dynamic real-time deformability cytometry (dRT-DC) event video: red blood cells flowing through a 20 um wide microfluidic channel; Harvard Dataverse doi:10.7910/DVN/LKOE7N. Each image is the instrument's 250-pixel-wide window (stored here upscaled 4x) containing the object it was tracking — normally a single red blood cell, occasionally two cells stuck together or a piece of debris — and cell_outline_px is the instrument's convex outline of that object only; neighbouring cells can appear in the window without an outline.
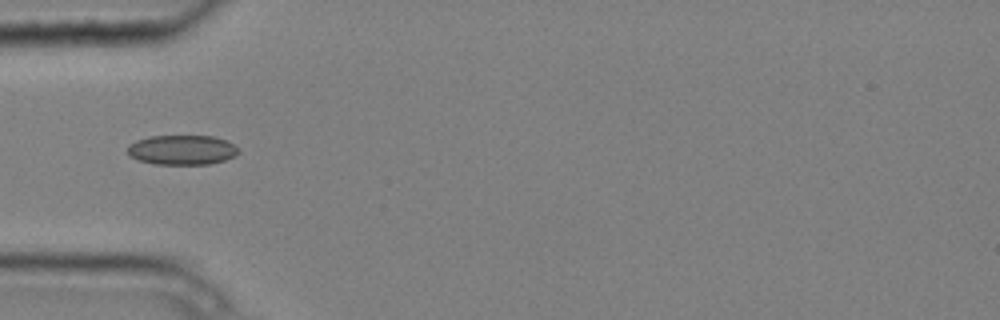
{"species": "common noctule bat (a hibernating species)", "species_latin": "Nyctalus noctula", "temperature_condition": "cold", "stored_images_in_passage": 4, "camera_frame_rate_fps": 3000, "um_per_image_px": 0.085, "animal": {"sex": "male", "body_mass_g": 20.4}, "frame": {"image": 1, "passage_image": 2, "time_ms": 0.333, "image_size_px": [1000, 320], "cell_outline_px": [[240, 152], [236, 156], [224, 160], [208, 164], [152, 164], [136, 160], [128, 152], [128, 144], [136, 140], [148, 136], [212, 136], [224, 140], [240, 148]], "centroid_in_image_um": [15.46, 12.74], "position_along_channel_um": 69.5, "area_um2": 19.31}}
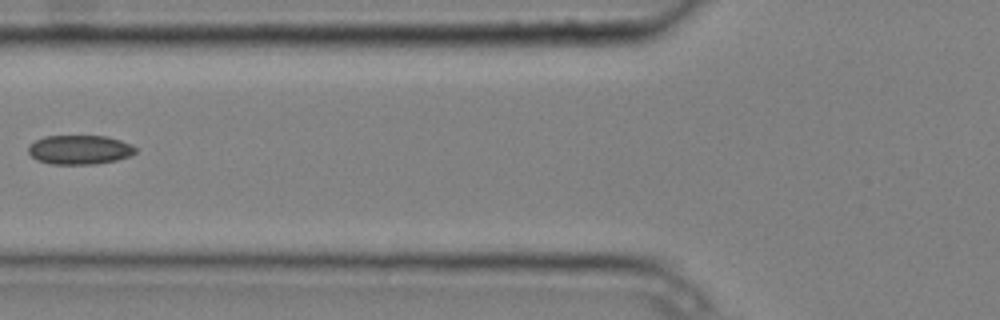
{"frame": {"image": 2, "passage_image": 3, "time_ms": 0.667, "image_size_px": [1000, 320], "cell_outline_px": [[136, 152], [128, 156], [116, 160], [96, 164], [52, 164], [36, 160], [28, 152], [28, 144], [44, 136], [104, 136], [120, 140], [132, 144], [136, 148]], "centroid_in_image_um": [6.74, 12.72], "position_along_channel_um": 119.1, "area_um2": 18.26}}
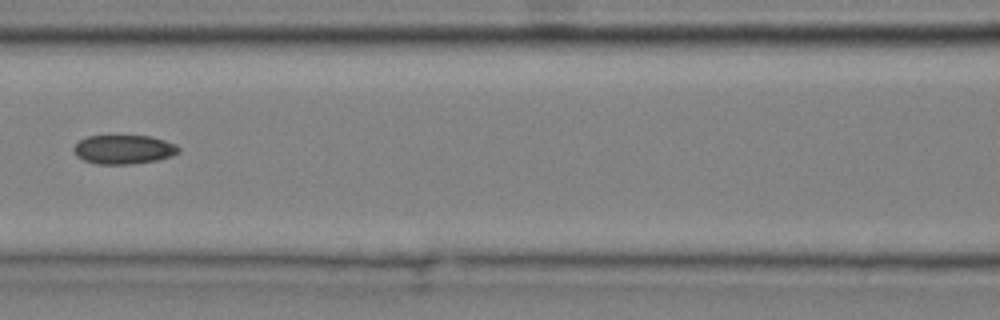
{"frame": {"image": 3, "passage_image": 4, "time_ms": 1.0, "image_size_px": [1000, 320], "cell_outline_px": [[180, 152], [172, 156], [156, 160], [132, 164], [96, 164], [84, 160], [76, 156], [72, 148], [80, 140], [88, 136], [152, 136], [176, 144], [180, 148]], "centroid_in_image_um": [10.53, 12.71], "position_along_channel_um": 156.1, "area_um2": 17.8}}